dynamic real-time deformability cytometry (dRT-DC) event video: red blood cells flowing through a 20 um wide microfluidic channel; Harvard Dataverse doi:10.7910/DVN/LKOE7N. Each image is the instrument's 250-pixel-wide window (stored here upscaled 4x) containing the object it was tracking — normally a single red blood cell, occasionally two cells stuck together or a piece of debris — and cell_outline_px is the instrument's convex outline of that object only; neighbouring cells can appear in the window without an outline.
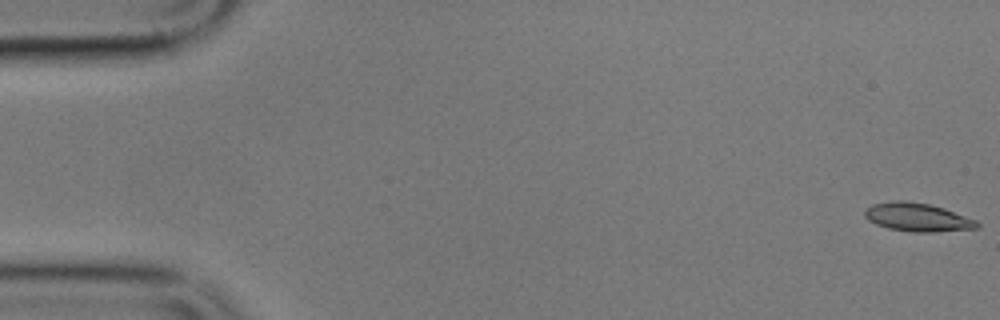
{"species": "common noctule bat (a hibernating species)", "species_latin": "Nyctalus noctula", "temperature_condition": "cold", "stored_images_in_passage": 5, "camera_frame_rate_fps": 3000, "um_per_image_px": 0.085, "animal": {"sex": "male", "body_mass_g": 17.9}, "frame": {"image": 1, "passage_image": 1, "time_ms": 0.0, "image_size_px": [1000, 320], "cell_outline_px": [[980, 228], [936, 232], [912, 232], [888, 228], [876, 224], [868, 220], [864, 216], [864, 212], [872, 204], [892, 200], [904, 200], [928, 204], [944, 208], [976, 220], [980, 224]], "centroid_in_image_um": [77.99, 18.47], "position_along_channel_um": 7.0, "area_um2": 18.67}}
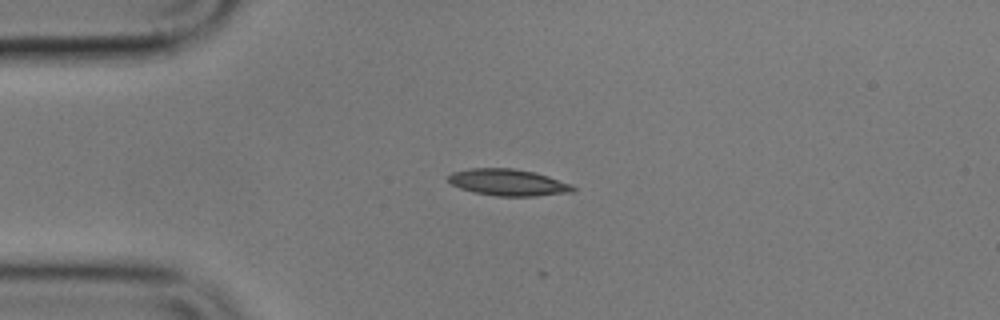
{"frame": {"image": 2, "passage_image": 4, "time_ms": 4.333, "image_size_px": [1000, 320], "cell_outline_px": [[576, 188], [572, 192], [536, 196], [496, 196], [472, 192], [460, 188], [452, 184], [448, 180], [448, 176], [452, 172], [468, 168], [512, 168], [532, 172], [548, 176], [572, 184]], "centroid_in_image_um": [43.18, 15.51], "position_along_channel_um": 41.8, "area_um2": 19.36}}